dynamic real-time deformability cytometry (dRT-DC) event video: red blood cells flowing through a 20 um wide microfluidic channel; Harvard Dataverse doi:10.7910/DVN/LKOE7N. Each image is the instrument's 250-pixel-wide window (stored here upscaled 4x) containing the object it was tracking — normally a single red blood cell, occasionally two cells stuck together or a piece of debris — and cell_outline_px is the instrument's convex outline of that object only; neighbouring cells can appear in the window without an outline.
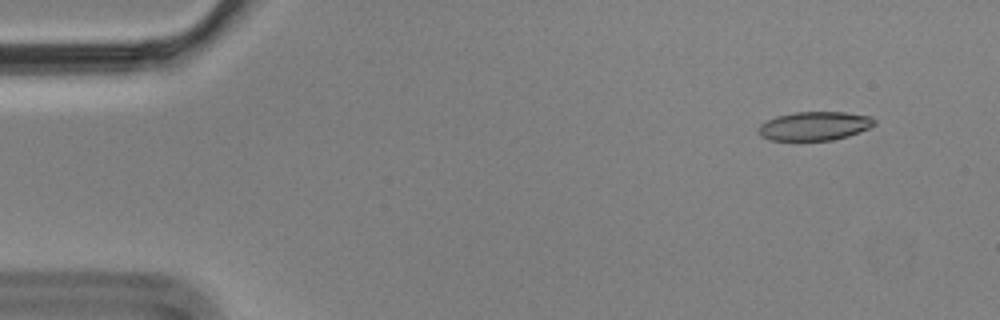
{"species": "Egyptian fruit bat (a non-hibernating species)", "species_latin": "Rousettus aegyptiacus", "temperature_condition": "cold", "stored_images_in_passage": 4, "camera_frame_rate_fps": 3000, "um_per_image_px": 0.085, "animal": {"sex": "male"}, "frame": {"image": 1, "passage_image": 2, "time_ms": 0.333, "image_size_px": [1000, 320], "cell_outline_px": [[876, 124], [872, 128], [848, 136], [832, 140], [768, 140], [760, 136], [760, 124], [776, 116], [796, 112], [844, 112], [872, 116], [876, 120]], "centroid_in_image_um": [69.3, 10.71], "position_along_channel_um": 15.7, "area_um2": 19.54}}
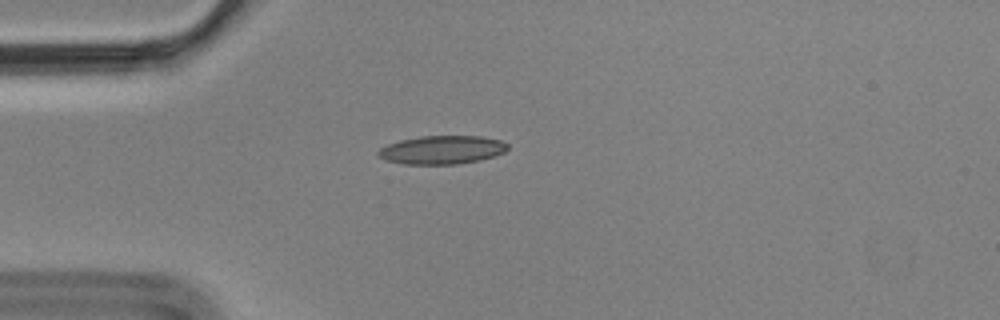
{"frame": {"image": 2, "passage_image": 4, "time_ms": 1.0, "image_size_px": [1000, 320], "cell_outline_px": [[508, 148], [504, 152], [480, 160], [456, 164], [404, 164], [384, 160], [376, 156], [376, 152], [380, 148], [388, 144], [400, 140], [420, 136], [480, 136], [500, 140], [508, 144]], "centroid_in_image_um": [37.52, 12.74], "position_along_channel_um": 47.5, "area_um2": 21.5}}